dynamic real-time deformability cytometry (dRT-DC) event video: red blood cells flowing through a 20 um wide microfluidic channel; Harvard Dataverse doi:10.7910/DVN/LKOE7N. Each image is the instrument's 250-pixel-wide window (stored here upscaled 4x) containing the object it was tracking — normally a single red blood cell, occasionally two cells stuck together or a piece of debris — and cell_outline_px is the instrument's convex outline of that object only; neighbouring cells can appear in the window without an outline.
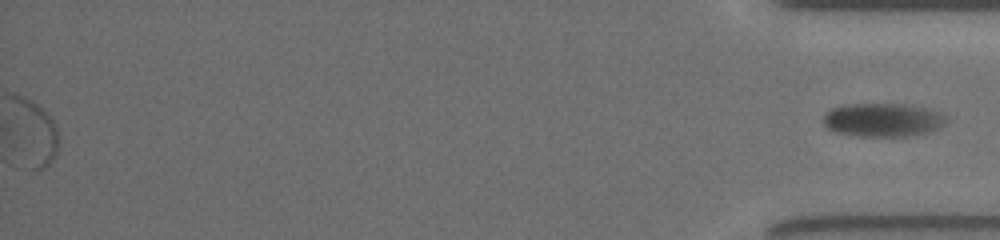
{"species": "common noctule bat (a hibernating species)", "species_latin": "Nyctalus noctula", "temperature_condition": "room temperature", "stored_images_in_passage": 50, "segment_of_instrument_passage": [2, 2], "camera_frame_rate_fps": 3000, "um_per_image_px": 0.085, "animal": {"sex": "female", "body_mass_g": 19.5, "forearm_length_mm": 54.1}, "frame": {"image": 1, "passage_image": 50, "time_ms": 17.667, "image_size_px": [1000, 240], "cell_outline_px": [[944, 124], [940, 128], [928, 132], [904, 136], [860, 136], [836, 132], [828, 128], [824, 124], [824, 112], [832, 108], [848, 104], [900, 104], [928, 108], [940, 112], [944, 116]], "centroid_in_image_um": [75.02, 10.19], "position_along_channel_um": 360.2, "area_um2": 23.81}}